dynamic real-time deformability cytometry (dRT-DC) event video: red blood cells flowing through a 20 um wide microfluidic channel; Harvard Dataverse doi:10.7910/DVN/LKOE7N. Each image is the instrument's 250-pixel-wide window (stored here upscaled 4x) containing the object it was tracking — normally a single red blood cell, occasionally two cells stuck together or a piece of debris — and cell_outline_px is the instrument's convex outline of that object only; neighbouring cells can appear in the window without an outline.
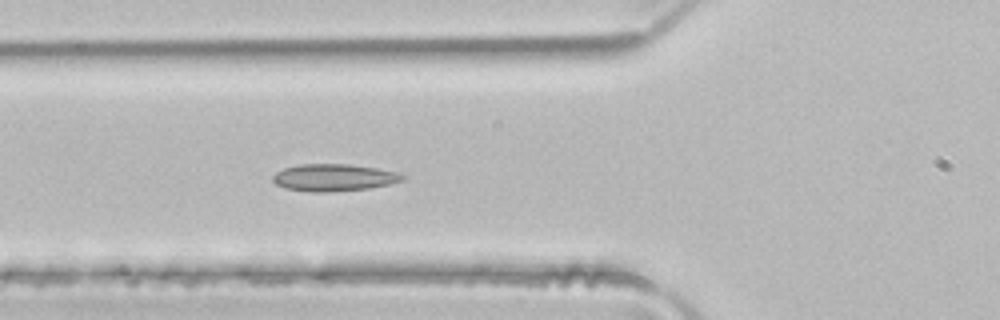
{"species": "common noctule bat (a hibernating species)", "species_latin": "Nyctalus noctula", "temperature_condition": "room temperature", "stored_images_in_passage": 5, "camera_frame_rate_fps": 3000, "um_per_image_px": 0.085, "animal": {"sex": "male", "body_mass_g": 21.5, "forearm_length_mm": 52.0}, "frame": {"image": 1, "passage_image": 5, "time_ms": 1.333, "image_size_px": [1000, 320], "cell_outline_px": [[408, 176], [404, 180], [388, 184], [368, 188], [328, 192], [308, 192], [284, 188], [276, 184], [272, 180], [272, 176], [276, 172], [284, 168], [300, 164], [348, 164], [376, 168], [396, 172]], "centroid_in_image_um": [28.35, 15.09], "position_along_channel_um": 97.4, "area_um2": 20.52}}